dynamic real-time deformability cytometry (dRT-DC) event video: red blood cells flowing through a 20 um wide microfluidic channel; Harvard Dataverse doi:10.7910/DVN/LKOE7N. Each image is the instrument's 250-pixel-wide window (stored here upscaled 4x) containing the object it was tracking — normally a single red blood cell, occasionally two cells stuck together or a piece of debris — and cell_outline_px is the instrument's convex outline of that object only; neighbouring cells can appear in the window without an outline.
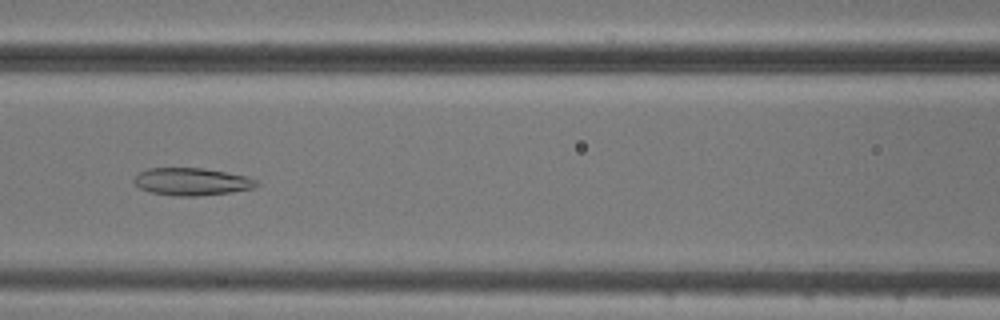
{"species": "common noctule bat (a hibernating species)", "species_latin": "Nyctalus noctula", "temperature_condition": "cold", "stored_images_in_passage": 8, "camera_frame_rate_fps": 3000, "um_per_image_px": 0.085, "animal": {"sex": "male", "body_mass_g": 20.5, "forearm_length_mm": 52.5}, "frame": {"image": 1, "passage_image": 6, "time_ms": 6.667, "image_size_px": [1000, 320], "cell_outline_px": [[260, 184], [252, 188], [232, 192], [196, 196], [176, 196], [152, 192], [140, 188], [132, 180], [140, 172], [148, 168], [204, 168], [248, 176], [256, 180]], "centroid_in_image_um": [16.32, 15.43], "position_along_channel_um": 150.3, "area_um2": 19.54}}
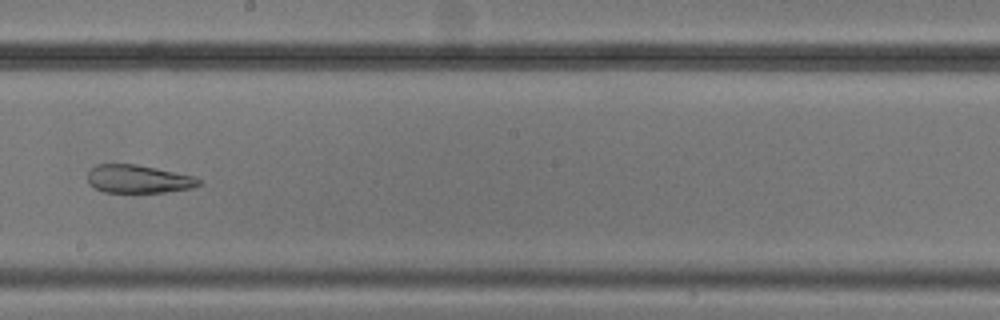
{"frame": {"image": 2, "passage_image": 8, "time_ms": 9.0, "image_size_px": [1000, 320], "cell_outline_px": [[204, 184], [192, 188], [164, 192], [132, 196], [104, 192], [88, 184], [88, 172], [96, 164], [136, 164], [196, 176]], "centroid_in_image_um": [11.77, 15.27], "position_along_channel_um": 236.4, "area_um2": 19.19}}